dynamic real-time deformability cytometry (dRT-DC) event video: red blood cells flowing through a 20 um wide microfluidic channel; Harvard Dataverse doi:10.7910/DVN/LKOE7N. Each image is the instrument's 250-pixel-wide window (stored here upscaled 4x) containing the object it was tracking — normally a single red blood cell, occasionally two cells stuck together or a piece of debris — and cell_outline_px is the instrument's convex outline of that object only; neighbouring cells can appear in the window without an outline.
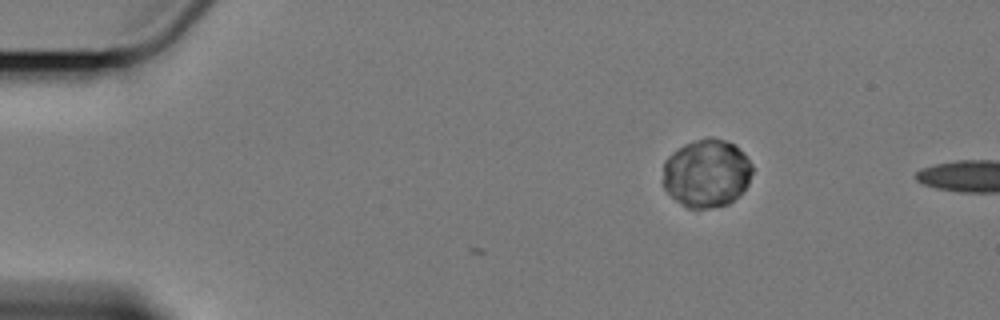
{"species": "Egyptian fruit bat (a non-hibernating species)", "species_latin": "Rousettus aegyptiacus", "temperature_condition": "cold", "stored_images_in_passage": 6, "camera_frame_rate_fps": 3000, "um_per_image_px": 0.085, "animal": {"sex": "female"}, "frame": {"image": 1, "passage_image": 1, "time_ms": 0.0, "image_size_px": [1000, 320], "cell_outline_px": [[752, 172], [748, 184], [728, 204], [708, 208], [688, 208], [680, 204], [664, 188], [664, 160], [672, 152], [684, 144], [708, 136], [712, 136], [736, 144], [752, 164]], "centroid_in_image_um": [60.05, 14.7], "position_along_channel_um": 24.9, "area_um2": 35.43}}